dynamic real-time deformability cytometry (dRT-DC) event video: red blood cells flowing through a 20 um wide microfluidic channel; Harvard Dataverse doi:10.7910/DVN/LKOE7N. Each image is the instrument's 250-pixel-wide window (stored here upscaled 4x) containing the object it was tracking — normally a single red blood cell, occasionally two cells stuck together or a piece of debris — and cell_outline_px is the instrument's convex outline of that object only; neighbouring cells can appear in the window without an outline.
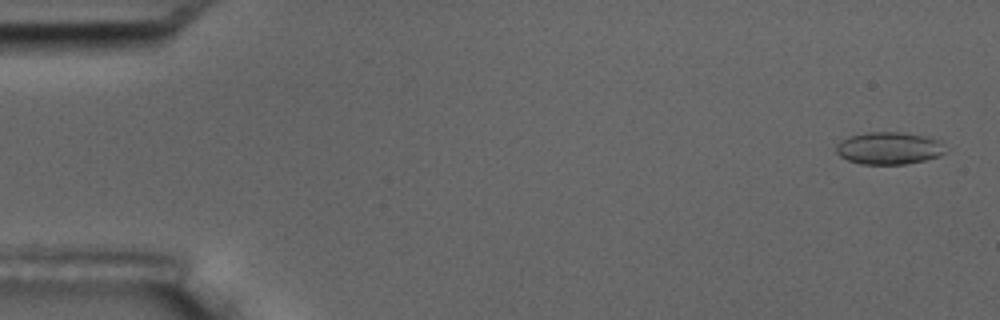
{"species": "common noctule bat (a hibernating species)", "species_latin": "Nyctalus noctula", "temperature_condition": "room temperature", "stored_images_in_passage": 3, "camera_frame_rate_fps": 3000, "um_per_image_px": 0.085, "animal": {"sex": "male", "body_mass_g": 17.5, "forearm_length_mm": 52.3}, "frame": {"image": 1, "passage_image": 1, "time_ms": 0.0, "image_size_px": [1000, 320], "cell_outline_px": [[948, 152], [940, 156], [924, 160], [904, 164], [860, 164], [848, 160], [840, 156], [836, 152], [836, 144], [848, 136], [868, 132], [904, 132], [924, 136], [940, 140]], "centroid_in_image_um": [75.58, 12.59], "position_along_channel_um": 9.4, "area_um2": 20.75}}